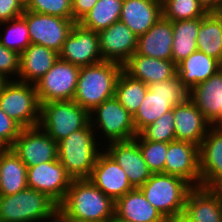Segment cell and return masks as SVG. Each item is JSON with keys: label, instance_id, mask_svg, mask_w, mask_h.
Returning a JSON list of instances; mask_svg holds the SVG:
<instances>
[{"label": "cell", "instance_id": "obj_1", "mask_svg": "<svg viewBox=\"0 0 222 222\" xmlns=\"http://www.w3.org/2000/svg\"><path fill=\"white\" fill-rule=\"evenodd\" d=\"M58 213L71 221L105 222L115 213V201L89 179H73Z\"/></svg>", "mask_w": 222, "mask_h": 222}, {"label": "cell", "instance_id": "obj_10", "mask_svg": "<svg viewBox=\"0 0 222 222\" xmlns=\"http://www.w3.org/2000/svg\"><path fill=\"white\" fill-rule=\"evenodd\" d=\"M80 67L60 58L36 83L40 104L52 101L73 100Z\"/></svg>", "mask_w": 222, "mask_h": 222}, {"label": "cell", "instance_id": "obj_42", "mask_svg": "<svg viewBox=\"0 0 222 222\" xmlns=\"http://www.w3.org/2000/svg\"><path fill=\"white\" fill-rule=\"evenodd\" d=\"M98 0H72L73 20L78 23L97 3Z\"/></svg>", "mask_w": 222, "mask_h": 222}, {"label": "cell", "instance_id": "obj_11", "mask_svg": "<svg viewBox=\"0 0 222 222\" xmlns=\"http://www.w3.org/2000/svg\"><path fill=\"white\" fill-rule=\"evenodd\" d=\"M22 16L28 25L30 43L47 47L57 53H60L63 43L76 24L73 19L28 10H25Z\"/></svg>", "mask_w": 222, "mask_h": 222}, {"label": "cell", "instance_id": "obj_43", "mask_svg": "<svg viewBox=\"0 0 222 222\" xmlns=\"http://www.w3.org/2000/svg\"><path fill=\"white\" fill-rule=\"evenodd\" d=\"M207 12H221L222 0H198Z\"/></svg>", "mask_w": 222, "mask_h": 222}, {"label": "cell", "instance_id": "obj_9", "mask_svg": "<svg viewBox=\"0 0 222 222\" xmlns=\"http://www.w3.org/2000/svg\"><path fill=\"white\" fill-rule=\"evenodd\" d=\"M0 108L22 128L39 126L41 104L35 84L10 80L0 93Z\"/></svg>", "mask_w": 222, "mask_h": 222}, {"label": "cell", "instance_id": "obj_19", "mask_svg": "<svg viewBox=\"0 0 222 222\" xmlns=\"http://www.w3.org/2000/svg\"><path fill=\"white\" fill-rule=\"evenodd\" d=\"M201 187L222 192V132L210 127L199 146Z\"/></svg>", "mask_w": 222, "mask_h": 222}, {"label": "cell", "instance_id": "obj_2", "mask_svg": "<svg viewBox=\"0 0 222 222\" xmlns=\"http://www.w3.org/2000/svg\"><path fill=\"white\" fill-rule=\"evenodd\" d=\"M122 70L120 64L107 61L80 67L73 101L87 111H92L105 100L114 97Z\"/></svg>", "mask_w": 222, "mask_h": 222}, {"label": "cell", "instance_id": "obj_7", "mask_svg": "<svg viewBox=\"0 0 222 222\" xmlns=\"http://www.w3.org/2000/svg\"><path fill=\"white\" fill-rule=\"evenodd\" d=\"M90 124V112L73 100L41 104L39 126L57 143Z\"/></svg>", "mask_w": 222, "mask_h": 222}, {"label": "cell", "instance_id": "obj_25", "mask_svg": "<svg viewBox=\"0 0 222 222\" xmlns=\"http://www.w3.org/2000/svg\"><path fill=\"white\" fill-rule=\"evenodd\" d=\"M58 58L59 53L38 44H30L20 54L17 81L35 84L52 68Z\"/></svg>", "mask_w": 222, "mask_h": 222}, {"label": "cell", "instance_id": "obj_48", "mask_svg": "<svg viewBox=\"0 0 222 222\" xmlns=\"http://www.w3.org/2000/svg\"><path fill=\"white\" fill-rule=\"evenodd\" d=\"M169 222H187V221L181 216L180 218L171 220V221H169Z\"/></svg>", "mask_w": 222, "mask_h": 222}, {"label": "cell", "instance_id": "obj_32", "mask_svg": "<svg viewBox=\"0 0 222 222\" xmlns=\"http://www.w3.org/2000/svg\"><path fill=\"white\" fill-rule=\"evenodd\" d=\"M124 0H98L95 6L78 22L83 28L99 32L120 20Z\"/></svg>", "mask_w": 222, "mask_h": 222}, {"label": "cell", "instance_id": "obj_38", "mask_svg": "<svg viewBox=\"0 0 222 222\" xmlns=\"http://www.w3.org/2000/svg\"><path fill=\"white\" fill-rule=\"evenodd\" d=\"M25 10L73 19L72 0H25Z\"/></svg>", "mask_w": 222, "mask_h": 222}, {"label": "cell", "instance_id": "obj_24", "mask_svg": "<svg viewBox=\"0 0 222 222\" xmlns=\"http://www.w3.org/2000/svg\"><path fill=\"white\" fill-rule=\"evenodd\" d=\"M172 21L163 16L143 35L138 37L136 52L156 59L172 60Z\"/></svg>", "mask_w": 222, "mask_h": 222}, {"label": "cell", "instance_id": "obj_31", "mask_svg": "<svg viewBox=\"0 0 222 222\" xmlns=\"http://www.w3.org/2000/svg\"><path fill=\"white\" fill-rule=\"evenodd\" d=\"M201 22L202 17L172 21V61L176 65L198 50L196 39Z\"/></svg>", "mask_w": 222, "mask_h": 222}, {"label": "cell", "instance_id": "obj_21", "mask_svg": "<svg viewBox=\"0 0 222 222\" xmlns=\"http://www.w3.org/2000/svg\"><path fill=\"white\" fill-rule=\"evenodd\" d=\"M182 217L187 222H222V192L193 188L187 195Z\"/></svg>", "mask_w": 222, "mask_h": 222}, {"label": "cell", "instance_id": "obj_6", "mask_svg": "<svg viewBox=\"0 0 222 222\" xmlns=\"http://www.w3.org/2000/svg\"><path fill=\"white\" fill-rule=\"evenodd\" d=\"M57 213L58 205L32 188L0 196V222H47Z\"/></svg>", "mask_w": 222, "mask_h": 222}, {"label": "cell", "instance_id": "obj_12", "mask_svg": "<svg viewBox=\"0 0 222 222\" xmlns=\"http://www.w3.org/2000/svg\"><path fill=\"white\" fill-rule=\"evenodd\" d=\"M10 148L27 167L58 159V143L40 126L23 128Z\"/></svg>", "mask_w": 222, "mask_h": 222}, {"label": "cell", "instance_id": "obj_30", "mask_svg": "<svg viewBox=\"0 0 222 222\" xmlns=\"http://www.w3.org/2000/svg\"><path fill=\"white\" fill-rule=\"evenodd\" d=\"M196 41L198 51L217 59L222 64L221 12H208L202 17Z\"/></svg>", "mask_w": 222, "mask_h": 222}, {"label": "cell", "instance_id": "obj_47", "mask_svg": "<svg viewBox=\"0 0 222 222\" xmlns=\"http://www.w3.org/2000/svg\"><path fill=\"white\" fill-rule=\"evenodd\" d=\"M10 80L7 79L4 75L0 74V93L3 91L5 85L9 82Z\"/></svg>", "mask_w": 222, "mask_h": 222}, {"label": "cell", "instance_id": "obj_36", "mask_svg": "<svg viewBox=\"0 0 222 222\" xmlns=\"http://www.w3.org/2000/svg\"><path fill=\"white\" fill-rule=\"evenodd\" d=\"M133 139L152 173H164L168 143L145 140L140 134Z\"/></svg>", "mask_w": 222, "mask_h": 222}, {"label": "cell", "instance_id": "obj_41", "mask_svg": "<svg viewBox=\"0 0 222 222\" xmlns=\"http://www.w3.org/2000/svg\"><path fill=\"white\" fill-rule=\"evenodd\" d=\"M25 12V0H0V23L22 16Z\"/></svg>", "mask_w": 222, "mask_h": 222}, {"label": "cell", "instance_id": "obj_3", "mask_svg": "<svg viewBox=\"0 0 222 222\" xmlns=\"http://www.w3.org/2000/svg\"><path fill=\"white\" fill-rule=\"evenodd\" d=\"M94 133L89 124L58 142V160L72 179H88L103 150Z\"/></svg>", "mask_w": 222, "mask_h": 222}, {"label": "cell", "instance_id": "obj_45", "mask_svg": "<svg viewBox=\"0 0 222 222\" xmlns=\"http://www.w3.org/2000/svg\"><path fill=\"white\" fill-rule=\"evenodd\" d=\"M105 222H127L124 219L120 218L117 214H113Z\"/></svg>", "mask_w": 222, "mask_h": 222}, {"label": "cell", "instance_id": "obj_49", "mask_svg": "<svg viewBox=\"0 0 222 222\" xmlns=\"http://www.w3.org/2000/svg\"><path fill=\"white\" fill-rule=\"evenodd\" d=\"M6 149H7V147L0 141V153L5 151Z\"/></svg>", "mask_w": 222, "mask_h": 222}, {"label": "cell", "instance_id": "obj_35", "mask_svg": "<svg viewBox=\"0 0 222 222\" xmlns=\"http://www.w3.org/2000/svg\"><path fill=\"white\" fill-rule=\"evenodd\" d=\"M207 13L198 0H162V16L170 21L204 17Z\"/></svg>", "mask_w": 222, "mask_h": 222}, {"label": "cell", "instance_id": "obj_4", "mask_svg": "<svg viewBox=\"0 0 222 222\" xmlns=\"http://www.w3.org/2000/svg\"><path fill=\"white\" fill-rule=\"evenodd\" d=\"M188 98L189 90L180 81L178 75L149 84L144 100L133 115L136 133L139 134L145 127Z\"/></svg>", "mask_w": 222, "mask_h": 222}, {"label": "cell", "instance_id": "obj_26", "mask_svg": "<svg viewBox=\"0 0 222 222\" xmlns=\"http://www.w3.org/2000/svg\"><path fill=\"white\" fill-rule=\"evenodd\" d=\"M189 99L212 124L222 112V68L189 91Z\"/></svg>", "mask_w": 222, "mask_h": 222}, {"label": "cell", "instance_id": "obj_23", "mask_svg": "<svg viewBox=\"0 0 222 222\" xmlns=\"http://www.w3.org/2000/svg\"><path fill=\"white\" fill-rule=\"evenodd\" d=\"M123 70L146 85L171 79L177 75V65L172 60L156 59L134 53Z\"/></svg>", "mask_w": 222, "mask_h": 222}, {"label": "cell", "instance_id": "obj_40", "mask_svg": "<svg viewBox=\"0 0 222 222\" xmlns=\"http://www.w3.org/2000/svg\"><path fill=\"white\" fill-rule=\"evenodd\" d=\"M23 128L0 108V141L10 148Z\"/></svg>", "mask_w": 222, "mask_h": 222}, {"label": "cell", "instance_id": "obj_44", "mask_svg": "<svg viewBox=\"0 0 222 222\" xmlns=\"http://www.w3.org/2000/svg\"><path fill=\"white\" fill-rule=\"evenodd\" d=\"M211 127L215 128L218 131L222 132V112L216 118V120L211 124Z\"/></svg>", "mask_w": 222, "mask_h": 222}, {"label": "cell", "instance_id": "obj_33", "mask_svg": "<svg viewBox=\"0 0 222 222\" xmlns=\"http://www.w3.org/2000/svg\"><path fill=\"white\" fill-rule=\"evenodd\" d=\"M147 90L148 85L132 78L122 70L116 83L114 96L131 115H134L144 100Z\"/></svg>", "mask_w": 222, "mask_h": 222}, {"label": "cell", "instance_id": "obj_46", "mask_svg": "<svg viewBox=\"0 0 222 222\" xmlns=\"http://www.w3.org/2000/svg\"><path fill=\"white\" fill-rule=\"evenodd\" d=\"M52 220V221H51ZM50 222H69L68 219L62 217L59 213H57L52 219L49 220ZM47 221V222H49Z\"/></svg>", "mask_w": 222, "mask_h": 222}, {"label": "cell", "instance_id": "obj_28", "mask_svg": "<svg viewBox=\"0 0 222 222\" xmlns=\"http://www.w3.org/2000/svg\"><path fill=\"white\" fill-rule=\"evenodd\" d=\"M221 68L222 64L217 59L197 50L177 64V75L190 91Z\"/></svg>", "mask_w": 222, "mask_h": 222}, {"label": "cell", "instance_id": "obj_18", "mask_svg": "<svg viewBox=\"0 0 222 222\" xmlns=\"http://www.w3.org/2000/svg\"><path fill=\"white\" fill-rule=\"evenodd\" d=\"M103 148L125 171L133 188H140L152 176L134 139L111 142L103 145Z\"/></svg>", "mask_w": 222, "mask_h": 222}, {"label": "cell", "instance_id": "obj_14", "mask_svg": "<svg viewBox=\"0 0 222 222\" xmlns=\"http://www.w3.org/2000/svg\"><path fill=\"white\" fill-rule=\"evenodd\" d=\"M164 174L182 178L193 188L201 187L199 146L178 140L169 142Z\"/></svg>", "mask_w": 222, "mask_h": 222}, {"label": "cell", "instance_id": "obj_34", "mask_svg": "<svg viewBox=\"0 0 222 222\" xmlns=\"http://www.w3.org/2000/svg\"><path fill=\"white\" fill-rule=\"evenodd\" d=\"M1 26L3 33H1ZM0 43L19 54L31 44L28 25L23 16L0 23Z\"/></svg>", "mask_w": 222, "mask_h": 222}, {"label": "cell", "instance_id": "obj_27", "mask_svg": "<svg viewBox=\"0 0 222 222\" xmlns=\"http://www.w3.org/2000/svg\"><path fill=\"white\" fill-rule=\"evenodd\" d=\"M115 214L127 222H168L139 188L115 201Z\"/></svg>", "mask_w": 222, "mask_h": 222}, {"label": "cell", "instance_id": "obj_16", "mask_svg": "<svg viewBox=\"0 0 222 222\" xmlns=\"http://www.w3.org/2000/svg\"><path fill=\"white\" fill-rule=\"evenodd\" d=\"M97 33L103 61L124 66L136 52L138 37L120 20Z\"/></svg>", "mask_w": 222, "mask_h": 222}, {"label": "cell", "instance_id": "obj_8", "mask_svg": "<svg viewBox=\"0 0 222 222\" xmlns=\"http://www.w3.org/2000/svg\"><path fill=\"white\" fill-rule=\"evenodd\" d=\"M90 124L96 132V138L100 136L98 141L103 137V139L106 138L107 144L132 140L137 135L133 115L120 104L115 96L90 111ZM97 129L100 135H97Z\"/></svg>", "mask_w": 222, "mask_h": 222}, {"label": "cell", "instance_id": "obj_5", "mask_svg": "<svg viewBox=\"0 0 222 222\" xmlns=\"http://www.w3.org/2000/svg\"><path fill=\"white\" fill-rule=\"evenodd\" d=\"M139 189L169 222L183 215L187 195L193 187L177 176L153 173Z\"/></svg>", "mask_w": 222, "mask_h": 222}, {"label": "cell", "instance_id": "obj_29", "mask_svg": "<svg viewBox=\"0 0 222 222\" xmlns=\"http://www.w3.org/2000/svg\"><path fill=\"white\" fill-rule=\"evenodd\" d=\"M27 188V166L11 148L0 153V196L16 194Z\"/></svg>", "mask_w": 222, "mask_h": 222}, {"label": "cell", "instance_id": "obj_20", "mask_svg": "<svg viewBox=\"0 0 222 222\" xmlns=\"http://www.w3.org/2000/svg\"><path fill=\"white\" fill-rule=\"evenodd\" d=\"M175 137L178 141L201 145L211 127V123L188 98L173 107Z\"/></svg>", "mask_w": 222, "mask_h": 222}, {"label": "cell", "instance_id": "obj_39", "mask_svg": "<svg viewBox=\"0 0 222 222\" xmlns=\"http://www.w3.org/2000/svg\"><path fill=\"white\" fill-rule=\"evenodd\" d=\"M20 69V54L0 43V74L9 80H17ZM12 76L16 78H12Z\"/></svg>", "mask_w": 222, "mask_h": 222}, {"label": "cell", "instance_id": "obj_15", "mask_svg": "<svg viewBox=\"0 0 222 222\" xmlns=\"http://www.w3.org/2000/svg\"><path fill=\"white\" fill-rule=\"evenodd\" d=\"M59 58L79 67L103 61L98 33L76 23L63 43Z\"/></svg>", "mask_w": 222, "mask_h": 222}, {"label": "cell", "instance_id": "obj_17", "mask_svg": "<svg viewBox=\"0 0 222 222\" xmlns=\"http://www.w3.org/2000/svg\"><path fill=\"white\" fill-rule=\"evenodd\" d=\"M88 179L114 201L134 189L125 171L104 149L99 153Z\"/></svg>", "mask_w": 222, "mask_h": 222}, {"label": "cell", "instance_id": "obj_22", "mask_svg": "<svg viewBox=\"0 0 222 222\" xmlns=\"http://www.w3.org/2000/svg\"><path fill=\"white\" fill-rule=\"evenodd\" d=\"M162 16V0H124L120 21L137 36L145 34Z\"/></svg>", "mask_w": 222, "mask_h": 222}, {"label": "cell", "instance_id": "obj_37", "mask_svg": "<svg viewBox=\"0 0 222 222\" xmlns=\"http://www.w3.org/2000/svg\"><path fill=\"white\" fill-rule=\"evenodd\" d=\"M145 140L169 143L176 140L173 108L139 133Z\"/></svg>", "mask_w": 222, "mask_h": 222}, {"label": "cell", "instance_id": "obj_13", "mask_svg": "<svg viewBox=\"0 0 222 222\" xmlns=\"http://www.w3.org/2000/svg\"><path fill=\"white\" fill-rule=\"evenodd\" d=\"M60 161H48L27 167V187L40 191L59 205L72 182Z\"/></svg>", "mask_w": 222, "mask_h": 222}]
</instances>
